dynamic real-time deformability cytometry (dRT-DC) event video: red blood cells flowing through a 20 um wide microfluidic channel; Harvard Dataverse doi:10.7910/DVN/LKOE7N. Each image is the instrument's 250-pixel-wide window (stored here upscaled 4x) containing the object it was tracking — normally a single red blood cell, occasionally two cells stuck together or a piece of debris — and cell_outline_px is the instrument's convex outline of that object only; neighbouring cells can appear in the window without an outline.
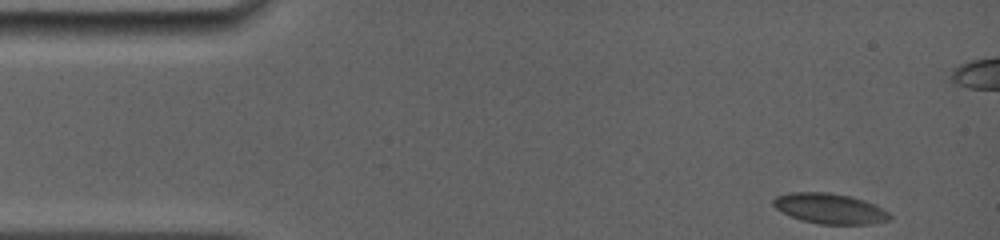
{"species": "common noctule bat (a hibernating species)", "species_latin": "Nyctalus noctula", "temperature_condition": "room temperature", "stored_images_in_passage": 63, "camera_frame_rate_fps": 5000, "um_per_image_px": 0.085, "animal": {"sex": "female", "body_mass_g": 19.0, "forearm_length_mm": 56.7}, "frame": {"image": 1, "passage_image": 1, "time_ms": 0.0, "image_size_px": [1000, 240], "cell_outline_px": [[892, 220], [868, 224], [820, 224], [804, 220], [792, 216], [776, 208], [772, 204], [772, 200], [776, 196], [788, 192], [828, 192], [852, 196], [876, 204], [888, 212], [892, 216]], "centroid_in_image_um": [70.57, 17.71], "position_along_channel_um": 14.4, "area_um2": 20.63}}
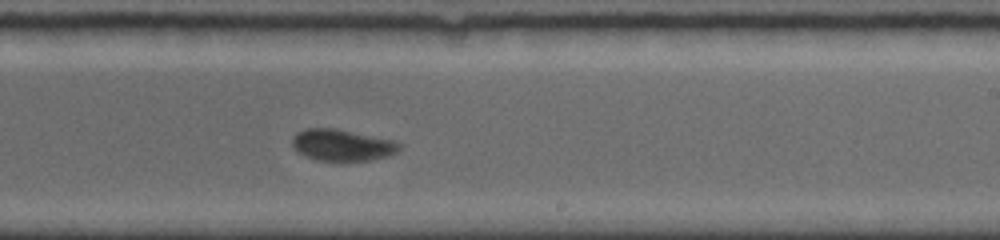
{"frame": {"image": 2, "passage_image": 33, "time_ms": 8.8, "image_size_px": [1000, 240], "cell_outline_px": [[400, 148], [396, 152], [388, 156], [368, 160], [316, 160], [300, 152], [292, 144], [292, 136], [296, 132], [308, 128], [336, 128], [392, 140], [400, 144]], "centroid_in_image_um": [29.07, 12.31], "position_along_channel_um": 259.9, "area_um2": 19.31}}
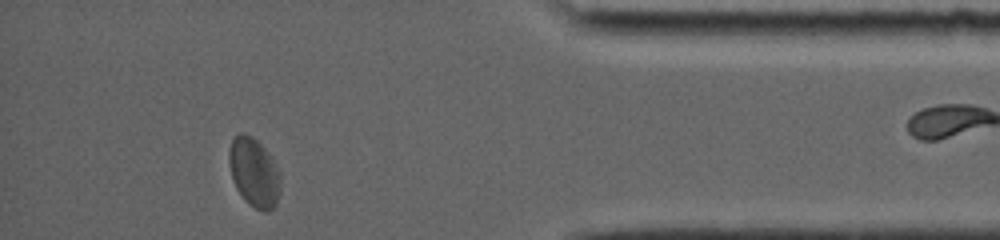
{"frame": {"image": 3, "passage_image": 59, "time_ms": 13.4, "image_size_px": [1000, 240], "cell_outline_px": [[280, 188], [276, 204], [268, 212], [264, 212], [248, 204], [244, 200], [236, 188], [232, 180], [228, 164], [228, 152], [232, 140], [240, 132], [244, 132], [252, 136], [264, 148], [280, 172]], "centroid_in_image_um": [21.57, 14.67], "position_along_channel_um": 413.6, "area_um2": 20.75}}